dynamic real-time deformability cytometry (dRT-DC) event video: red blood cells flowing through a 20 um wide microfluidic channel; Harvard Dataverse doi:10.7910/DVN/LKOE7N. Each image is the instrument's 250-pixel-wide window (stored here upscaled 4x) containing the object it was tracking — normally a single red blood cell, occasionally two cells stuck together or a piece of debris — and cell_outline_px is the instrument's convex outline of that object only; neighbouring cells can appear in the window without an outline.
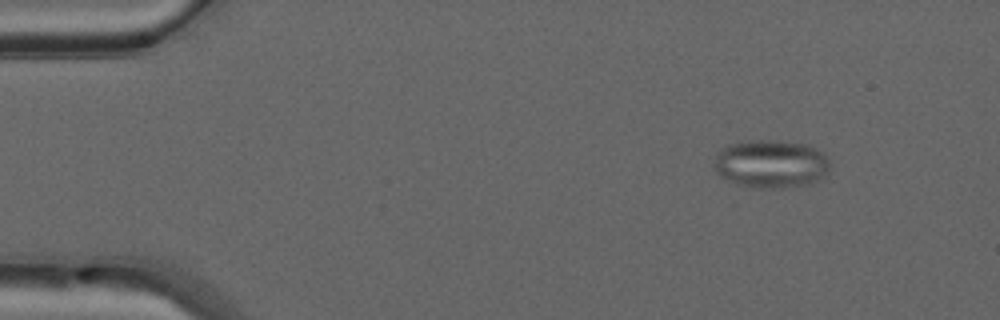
{"species": "common noctule bat (a hibernating species)", "species_latin": "Nyctalus noctula", "temperature_condition": "warm", "stored_images_in_passage": 49, "segment_of_instrument_passage": [1, 2], "camera_frame_rate_fps": 3000, "um_per_image_px": 0.085, "animal": {"sex": "male", "forearm_length_mm": 52.5}, "frame": {"image": 1, "passage_image": 5, "time_ms": 1.333, "image_size_px": [1000, 320], "cell_outline_px": [[828, 172], [820, 180], [812, 184], [784, 188], [752, 188], [736, 184], [720, 176], [716, 172], [716, 156], [720, 148], [728, 144], [748, 140], [776, 140], [808, 144], [820, 152], [828, 160]], "centroid_in_image_um": [65.52, 13.94], "position_along_channel_um": 19.5, "area_um2": 32.77}}